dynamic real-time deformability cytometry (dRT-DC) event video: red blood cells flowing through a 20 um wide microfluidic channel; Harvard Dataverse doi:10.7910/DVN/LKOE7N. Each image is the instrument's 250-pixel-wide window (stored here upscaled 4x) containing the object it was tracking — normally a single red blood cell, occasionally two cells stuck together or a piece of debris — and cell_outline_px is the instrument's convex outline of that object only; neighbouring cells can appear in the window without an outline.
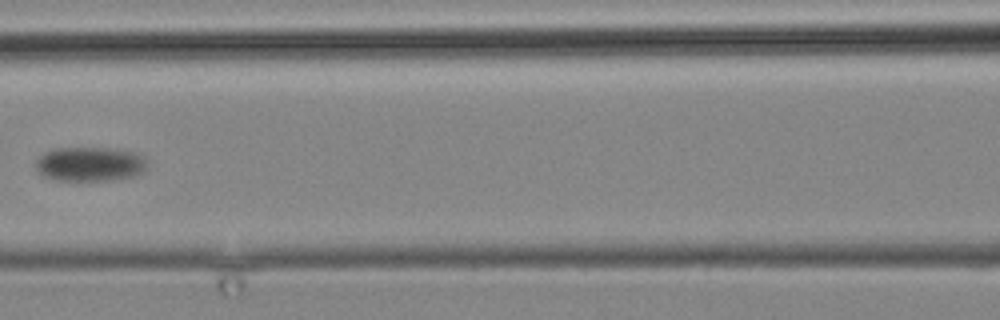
{"species": "common noctule bat (a hibernating species)", "species_latin": "Nyctalus noctula", "temperature_condition": "cold", "stored_images_in_passage": 18, "camera_frame_rate_fps": 3000, "um_per_image_px": 0.085, "animal": {"sex": "male", "body_mass_g": 19.2, "forearm_length_mm": 51.8}, "frame": {"image": 1, "passage_image": 16, "time_ms": 18.0, "image_size_px": [1000, 320], "cell_outline_px": [[144, 172], [132, 176], [112, 180], [56, 180], [44, 176], [36, 168], [36, 160], [44, 152], [52, 148], [112, 148], [136, 152], [144, 156]], "centroid_in_image_um": [7.62, 13.93], "position_along_channel_um": 159.0, "area_um2": 22.25}}
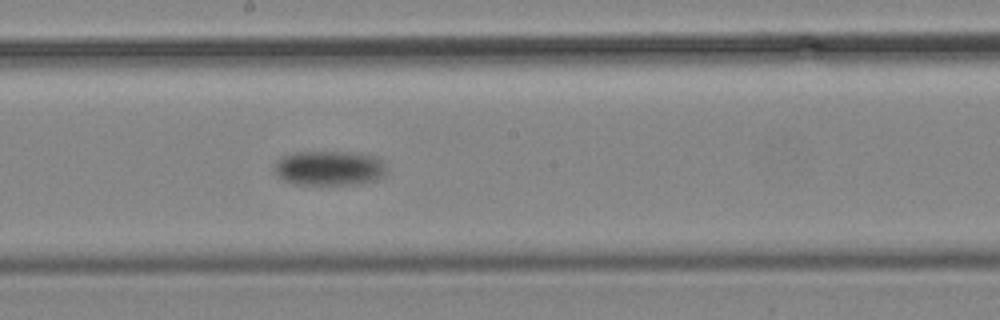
{"frame": {"image": 2, "passage_image": 18, "time_ms": 20.333, "image_size_px": [1000, 320], "cell_outline_px": [[388, 172], [384, 176], [376, 180], [356, 184], [296, 184], [284, 180], [276, 176], [272, 168], [272, 164], [276, 160], [292, 152], [352, 152], [376, 156], [384, 160], [388, 168]], "centroid_in_image_um": [28.01, 14.28], "position_along_channel_um": 220.2, "area_um2": 23.24}}